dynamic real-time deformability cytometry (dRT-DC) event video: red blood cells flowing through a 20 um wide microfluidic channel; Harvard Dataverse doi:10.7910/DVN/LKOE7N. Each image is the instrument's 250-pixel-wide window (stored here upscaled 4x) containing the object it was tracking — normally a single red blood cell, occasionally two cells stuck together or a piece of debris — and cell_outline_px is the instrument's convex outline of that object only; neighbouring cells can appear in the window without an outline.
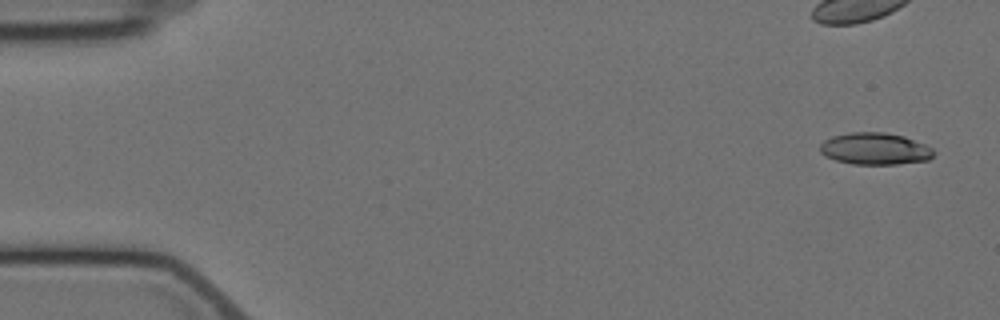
{"species": "Egyptian fruit bat (a non-hibernating species)", "species_latin": "Rousettus aegyptiacus", "temperature_condition": "cold", "stored_images_in_passage": 6, "camera_frame_rate_fps": 3000, "um_per_image_px": 0.085, "animal": {"sex": "female"}, "frame": {"image": 1, "passage_image": 1, "time_ms": 0.0, "image_size_px": [1000, 320], "cell_outline_px": [[936, 152], [928, 160], [896, 164], [852, 164], [836, 160], [820, 152], [820, 144], [824, 140], [832, 136], [852, 132], [884, 132], [904, 136], [924, 144], [932, 148]], "centroid_in_image_um": [74.38, 12.64], "position_along_channel_um": 10.6, "area_um2": 21.04}}